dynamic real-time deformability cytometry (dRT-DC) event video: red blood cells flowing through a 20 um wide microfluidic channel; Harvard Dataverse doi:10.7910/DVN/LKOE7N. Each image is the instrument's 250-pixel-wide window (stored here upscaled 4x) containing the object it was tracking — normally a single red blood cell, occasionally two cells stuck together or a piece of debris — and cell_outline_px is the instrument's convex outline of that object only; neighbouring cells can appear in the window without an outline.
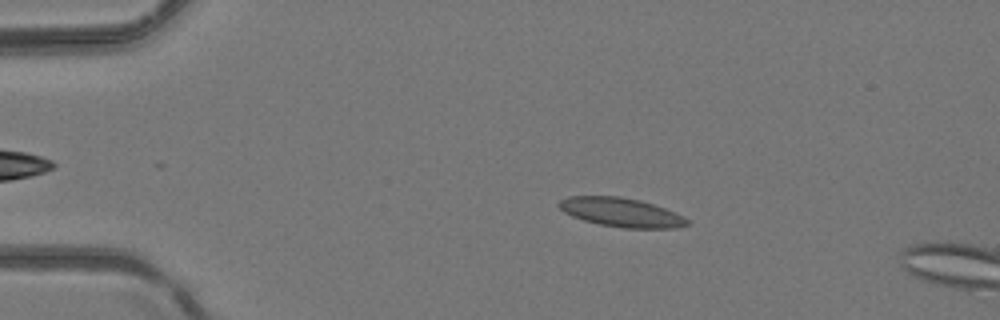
{"species": "common noctule bat (a hibernating species)", "species_latin": "Nyctalus noctula", "temperature_condition": "room temperature", "stored_images_in_passage": 3, "camera_frame_rate_fps": 3000, "um_per_image_px": 0.085, "animal": {"sex": "female", "body_mass_g": 24.6, "forearm_length_mm": 56.2}, "frame": {"image": 1, "passage_image": 2, "time_ms": 0.333, "image_size_px": [1000, 320], "cell_outline_px": [[692, 224], [676, 228], [624, 228], [600, 224], [584, 220], [572, 216], [564, 212], [556, 204], [560, 200], [568, 196], [620, 196], [640, 200], [664, 208], [684, 216]], "centroid_in_image_um": [52.81, 18.05], "position_along_channel_um": 32.2, "area_um2": 21.68}}